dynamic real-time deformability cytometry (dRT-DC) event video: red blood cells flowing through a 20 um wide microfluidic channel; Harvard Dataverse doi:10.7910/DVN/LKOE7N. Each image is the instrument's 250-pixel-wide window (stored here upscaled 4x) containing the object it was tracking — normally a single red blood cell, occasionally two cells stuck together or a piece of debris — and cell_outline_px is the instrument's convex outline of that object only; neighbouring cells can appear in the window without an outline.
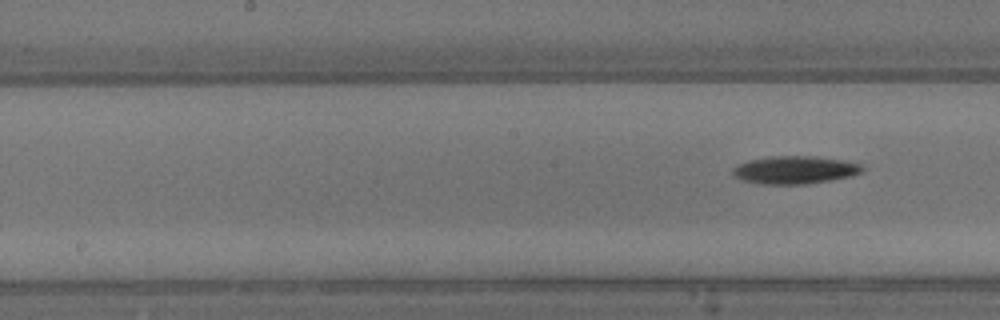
{"species": "common noctule bat (a hibernating species)", "species_latin": "Nyctalus noctula", "temperature_condition": "warm", "stored_images_in_passage": 10, "segment_of_instrument_passage": [2, 2], "camera_frame_rate_fps": 3000, "um_per_image_px": 0.085, "animal": {"sex": "male", "body_mass_g": 13.3}, "frame": {"image": 1, "passage_image": 10, "time_ms": 3.0, "image_size_px": [1000, 320], "cell_outline_px": [[864, 172], [832, 180], [808, 184], [760, 184], [744, 180], [732, 176], [732, 168], [736, 164], [748, 160], [772, 156], [808, 156], [844, 160], [860, 164], [864, 168]], "centroid_in_image_um": [67.53, 14.44], "position_along_channel_um": 180.7, "area_um2": 21.1}}